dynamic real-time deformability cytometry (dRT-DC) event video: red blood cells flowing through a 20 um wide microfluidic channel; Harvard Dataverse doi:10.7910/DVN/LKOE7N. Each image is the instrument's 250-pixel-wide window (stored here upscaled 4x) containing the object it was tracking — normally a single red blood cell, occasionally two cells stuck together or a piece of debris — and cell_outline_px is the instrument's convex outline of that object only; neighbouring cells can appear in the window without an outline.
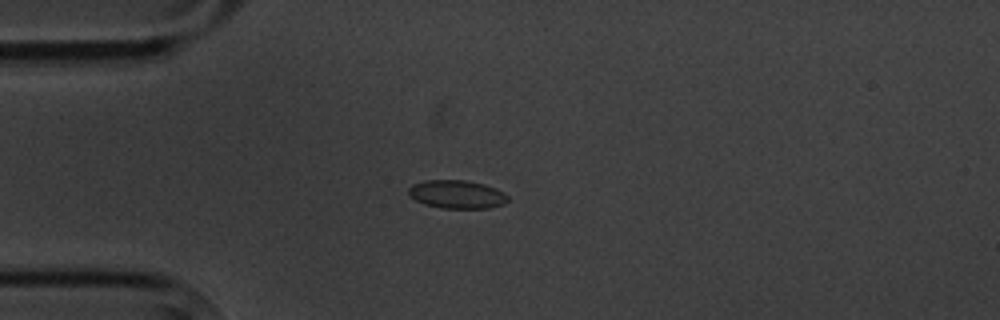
{"species": "common noctule bat (a hibernating species)", "species_latin": "Nyctalus noctula", "temperature_condition": "cold", "stored_images_in_passage": 3, "camera_frame_rate_fps": 3000, "um_per_image_px": 0.085, "animal": {"sex": "male", "body_mass_g": 20.1, "forearm_length_mm": 53.5}, "frame": {"image": 1, "passage_image": 2, "time_ms": 2.0, "image_size_px": [1000, 320], "cell_outline_px": [[508, 200], [504, 204], [488, 208], [440, 208], [424, 204], [408, 196], [408, 188], [412, 184], [424, 180], [464, 180], [484, 184], [496, 188], [504, 192], [508, 196]], "centroid_in_image_um": [38.82, 16.51], "position_along_channel_um": 46.2, "area_um2": 16.53}}
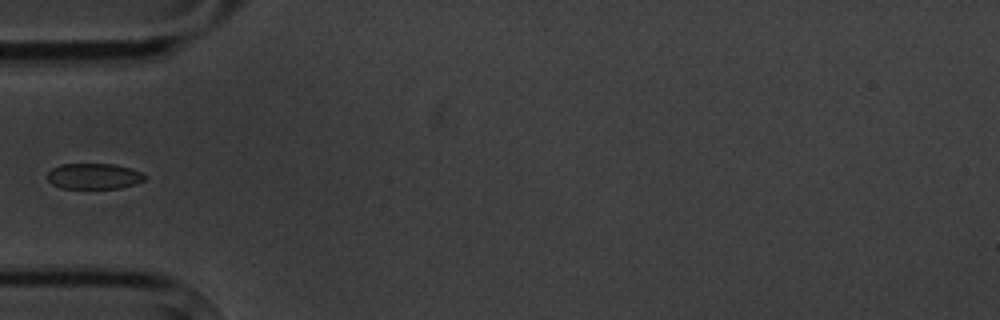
{"frame": {"image": 2, "passage_image": 3, "time_ms": 3.333, "image_size_px": [1000, 320], "cell_outline_px": [[144, 180], [136, 184], [120, 188], [60, 188], [52, 184], [48, 180], [48, 172], [52, 168], [60, 164], [116, 164], [132, 168], [140, 172], [144, 176]], "centroid_in_image_um": [7.97, 14.97], "position_along_channel_um": 77.0, "area_um2": 14.62}}